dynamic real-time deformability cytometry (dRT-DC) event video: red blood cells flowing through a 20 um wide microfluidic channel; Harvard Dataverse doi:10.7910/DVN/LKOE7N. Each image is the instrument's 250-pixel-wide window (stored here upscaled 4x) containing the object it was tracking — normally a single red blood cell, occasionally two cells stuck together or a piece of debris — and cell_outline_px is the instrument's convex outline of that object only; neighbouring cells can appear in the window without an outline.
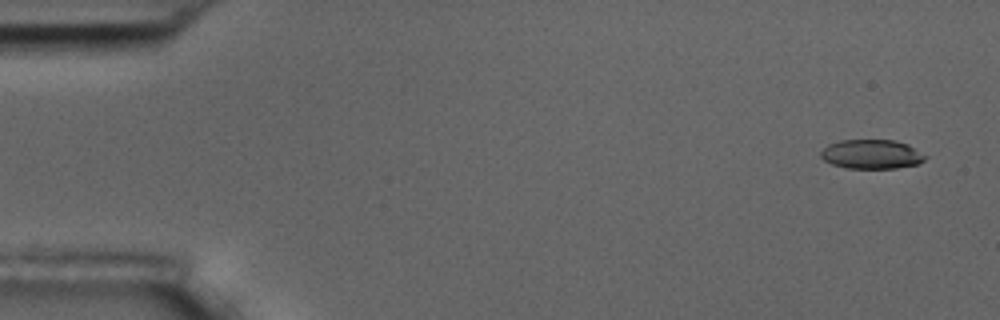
{"species": "common noctule bat (a hibernating species)", "species_latin": "Nyctalus noctula", "temperature_condition": "room temperature", "stored_images_in_passage": 5, "camera_frame_rate_fps": 3000, "um_per_image_px": 0.085, "animal": {"sex": "male", "body_mass_g": 17.5, "forearm_length_mm": 52.3}, "frame": {"image": 1, "passage_image": 1, "time_ms": 0.0, "image_size_px": [1000, 320], "cell_outline_px": [[928, 156], [924, 160], [916, 164], [896, 168], [844, 168], [832, 164], [824, 160], [820, 156], [820, 152], [828, 144], [840, 140], [896, 140], [908, 144]], "centroid_in_image_um": [74.08, 13.1], "position_along_channel_um": 10.9, "area_um2": 17.86}}
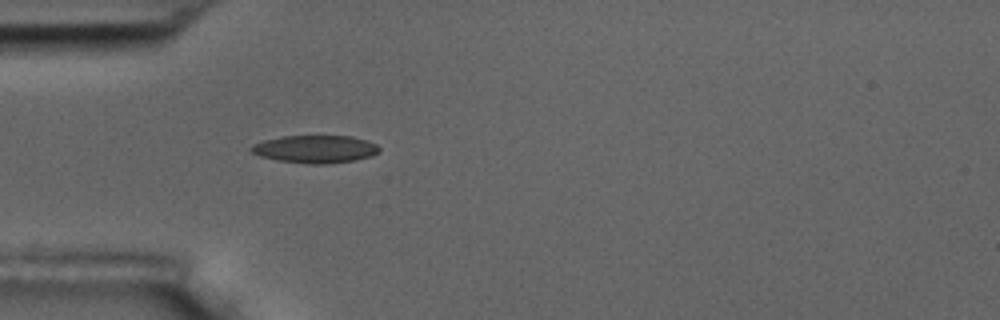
{"frame": {"image": 2, "passage_image": 5, "time_ms": 4.667, "image_size_px": [1000, 320], "cell_outline_px": [[380, 152], [372, 156], [356, 160], [324, 164], [308, 164], [276, 160], [260, 156], [252, 152], [248, 148], [252, 144], [264, 140], [280, 136], [352, 136], [376, 144], [380, 148]], "centroid_in_image_um": [26.78, 12.68], "position_along_channel_um": 58.2, "area_um2": 20.81}}